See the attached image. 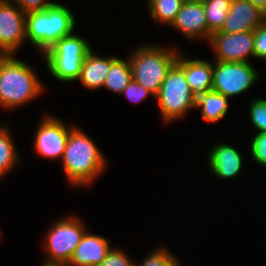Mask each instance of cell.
Segmentation results:
<instances>
[{"label":"cell","instance_id":"1","mask_svg":"<svg viewBox=\"0 0 266 266\" xmlns=\"http://www.w3.org/2000/svg\"><path fill=\"white\" fill-rule=\"evenodd\" d=\"M61 163L68 183L73 186H89L107 168L105 155L82 129L69 132Z\"/></svg>","mask_w":266,"mask_h":266},{"label":"cell","instance_id":"2","mask_svg":"<svg viewBox=\"0 0 266 266\" xmlns=\"http://www.w3.org/2000/svg\"><path fill=\"white\" fill-rule=\"evenodd\" d=\"M16 58V55H0V107H21L44 92V86L35 70Z\"/></svg>","mask_w":266,"mask_h":266},{"label":"cell","instance_id":"3","mask_svg":"<svg viewBox=\"0 0 266 266\" xmlns=\"http://www.w3.org/2000/svg\"><path fill=\"white\" fill-rule=\"evenodd\" d=\"M75 27L76 18L72 11L58 2L43 11L26 13V40L43 55L58 40L71 35Z\"/></svg>","mask_w":266,"mask_h":266},{"label":"cell","instance_id":"4","mask_svg":"<svg viewBox=\"0 0 266 266\" xmlns=\"http://www.w3.org/2000/svg\"><path fill=\"white\" fill-rule=\"evenodd\" d=\"M179 52L174 47L146 44L131 51L132 79L156 96L168 71L176 63Z\"/></svg>","mask_w":266,"mask_h":266},{"label":"cell","instance_id":"5","mask_svg":"<svg viewBox=\"0 0 266 266\" xmlns=\"http://www.w3.org/2000/svg\"><path fill=\"white\" fill-rule=\"evenodd\" d=\"M92 50L90 43L75 34L58 40L45 54L44 59L51 76L61 82L76 81L81 74V66Z\"/></svg>","mask_w":266,"mask_h":266},{"label":"cell","instance_id":"6","mask_svg":"<svg viewBox=\"0 0 266 266\" xmlns=\"http://www.w3.org/2000/svg\"><path fill=\"white\" fill-rule=\"evenodd\" d=\"M52 225L44 239L47 256L42 266H67L88 229L75 215L59 218Z\"/></svg>","mask_w":266,"mask_h":266},{"label":"cell","instance_id":"7","mask_svg":"<svg viewBox=\"0 0 266 266\" xmlns=\"http://www.w3.org/2000/svg\"><path fill=\"white\" fill-rule=\"evenodd\" d=\"M164 123L175 122L195 108L196 98L186 80L184 71L175 63L168 71L155 96Z\"/></svg>","mask_w":266,"mask_h":266},{"label":"cell","instance_id":"8","mask_svg":"<svg viewBox=\"0 0 266 266\" xmlns=\"http://www.w3.org/2000/svg\"><path fill=\"white\" fill-rule=\"evenodd\" d=\"M259 77V72L250 62L215 61L212 90L231 98L249 90Z\"/></svg>","mask_w":266,"mask_h":266},{"label":"cell","instance_id":"9","mask_svg":"<svg viewBox=\"0 0 266 266\" xmlns=\"http://www.w3.org/2000/svg\"><path fill=\"white\" fill-rule=\"evenodd\" d=\"M41 119L34 135V150L44 158L61 160L69 132L74 127H67L60 118L53 115H44Z\"/></svg>","mask_w":266,"mask_h":266},{"label":"cell","instance_id":"10","mask_svg":"<svg viewBox=\"0 0 266 266\" xmlns=\"http://www.w3.org/2000/svg\"><path fill=\"white\" fill-rule=\"evenodd\" d=\"M26 13L12 0H0V55H15L26 40Z\"/></svg>","mask_w":266,"mask_h":266},{"label":"cell","instance_id":"11","mask_svg":"<svg viewBox=\"0 0 266 266\" xmlns=\"http://www.w3.org/2000/svg\"><path fill=\"white\" fill-rule=\"evenodd\" d=\"M209 45L214 51L215 60L223 62H250L254 57V31L238 33L215 32Z\"/></svg>","mask_w":266,"mask_h":266},{"label":"cell","instance_id":"12","mask_svg":"<svg viewBox=\"0 0 266 266\" xmlns=\"http://www.w3.org/2000/svg\"><path fill=\"white\" fill-rule=\"evenodd\" d=\"M264 21L263 10L258 6L248 0H232L224 25L219 32L254 31Z\"/></svg>","mask_w":266,"mask_h":266},{"label":"cell","instance_id":"13","mask_svg":"<svg viewBox=\"0 0 266 266\" xmlns=\"http://www.w3.org/2000/svg\"><path fill=\"white\" fill-rule=\"evenodd\" d=\"M174 27L187 36L188 39L202 37L209 42L212 34L208 30V22L203 3L184 2L177 13L175 21L170 27Z\"/></svg>","mask_w":266,"mask_h":266},{"label":"cell","instance_id":"14","mask_svg":"<svg viewBox=\"0 0 266 266\" xmlns=\"http://www.w3.org/2000/svg\"><path fill=\"white\" fill-rule=\"evenodd\" d=\"M243 154L235 147L227 143L214 144L208 152V167L213 175L219 179L236 178L241 173L243 167Z\"/></svg>","mask_w":266,"mask_h":266},{"label":"cell","instance_id":"15","mask_svg":"<svg viewBox=\"0 0 266 266\" xmlns=\"http://www.w3.org/2000/svg\"><path fill=\"white\" fill-rule=\"evenodd\" d=\"M178 54L176 64L184 71L195 98L212 90L214 64L202 59H186Z\"/></svg>","mask_w":266,"mask_h":266},{"label":"cell","instance_id":"16","mask_svg":"<svg viewBox=\"0 0 266 266\" xmlns=\"http://www.w3.org/2000/svg\"><path fill=\"white\" fill-rule=\"evenodd\" d=\"M111 248L107 238L87 230L67 266H99Z\"/></svg>","mask_w":266,"mask_h":266},{"label":"cell","instance_id":"17","mask_svg":"<svg viewBox=\"0 0 266 266\" xmlns=\"http://www.w3.org/2000/svg\"><path fill=\"white\" fill-rule=\"evenodd\" d=\"M117 58L114 56H106L103 58L91 50L83 61L81 74L77 80L89 90L101 89L109 73L111 64Z\"/></svg>","mask_w":266,"mask_h":266},{"label":"cell","instance_id":"18","mask_svg":"<svg viewBox=\"0 0 266 266\" xmlns=\"http://www.w3.org/2000/svg\"><path fill=\"white\" fill-rule=\"evenodd\" d=\"M229 98L223 94L209 90L196 98L195 108L200 109L202 118L209 123L220 121L229 110Z\"/></svg>","mask_w":266,"mask_h":266},{"label":"cell","instance_id":"19","mask_svg":"<svg viewBox=\"0 0 266 266\" xmlns=\"http://www.w3.org/2000/svg\"><path fill=\"white\" fill-rule=\"evenodd\" d=\"M132 79L130 60L117 58L110 67L103 88L121 94Z\"/></svg>","mask_w":266,"mask_h":266},{"label":"cell","instance_id":"20","mask_svg":"<svg viewBox=\"0 0 266 266\" xmlns=\"http://www.w3.org/2000/svg\"><path fill=\"white\" fill-rule=\"evenodd\" d=\"M8 125L0 126V178L13 170L21 160Z\"/></svg>","mask_w":266,"mask_h":266},{"label":"cell","instance_id":"21","mask_svg":"<svg viewBox=\"0 0 266 266\" xmlns=\"http://www.w3.org/2000/svg\"><path fill=\"white\" fill-rule=\"evenodd\" d=\"M183 3V0H147L149 16L157 23L171 26Z\"/></svg>","mask_w":266,"mask_h":266},{"label":"cell","instance_id":"22","mask_svg":"<svg viewBox=\"0 0 266 266\" xmlns=\"http://www.w3.org/2000/svg\"><path fill=\"white\" fill-rule=\"evenodd\" d=\"M232 0H206L204 4L208 30L218 32L224 25Z\"/></svg>","mask_w":266,"mask_h":266},{"label":"cell","instance_id":"23","mask_svg":"<svg viewBox=\"0 0 266 266\" xmlns=\"http://www.w3.org/2000/svg\"><path fill=\"white\" fill-rule=\"evenodd\" d=\"M179 258L173 255L167 248L163 246L158 247L153 252L151 251L147 257L143 259L142 263H135V266H180Z\"/></svg>","mask_w":266,"mask_h":266},{"label":"cell","instance_id":"24","mask_svg":"<svg viewBox=\"0 0 266 266\" xmlns=\"http://www.w3.org/2000/svg\"><path fill=\"white\" fill-rule=\"evenodd\" d=\"M250 120L256 133L266 132V100L253 99L249 106Z\"/></svg>","mask_w":266,"mask_h":266},{"label":"cell","instance_id":"25","mask_svg":"<svg viewBox=\"0 0 266 266\" xmlns=\"http://www.w3.org/2000/svg\"><path fill=\"white\" fill-rule=\"evenodd\" d=\"M251 155L261 167H266V132L255 133L250 140Z\"/></svg>","mask_w":266,"mask_h":266},{"label":"cell","instance_id":"26","mask_svg":"<svg viewBox=\"0 0 266 266\" xmlns=\"http://www.w3.org/2000/svg\"><path fill=\"white\" fill-rule=\"evenodd\" d=\"M124 252L123 249L111 248L106 258L99 266H135V261Z\"/></svg>","mask_w":266,"mask_h":266},{"label":"cell","instance_id":"27","mask_svg":"<svg viewBox=\"0 0 266 266\" xmlns=\"http://www.w3.org/2000/svg\"><path fill=\"white\" fill-rule=\"evenodd\" d=\"M121 94H124L130 101L135 103L144 101V99H146L148 95H151L155 98L154 94L151 91L145 89L133 79H131V81Z\"/></svg>","mask_w":266,"mask_h":266},{"label":"cell","instance_id":"28","mask_svg":"<svg viewBox=\"0 0 266 266\" xmlns=\"http://www.w3.org/2000/svg\"><path fill=\"white\" fill-rule=\"evenodd\" d=\"M254 56L256 59L266 56V20L254 30Z\"/></svg>","mask_w":266,"mask_h":266},{"label":"cell","instance_id":"29","mask_svg":"<svg viewBox=\"0 0 266 266\" xmlns=\"http://www.w3.org/2000/svg\"><path fill=\"white\" fill-rule=\"evenodd\" d=\"M24 13L43 11L54 5L51 0H12Z\"/></svg>","mask_w":266,"mask_h":266},{"label":"cell","instance_id":"30","mask_svg":"<svg viewBox=\"0 0 266 266\" xmlns=\"http://www.w3.org/2000/svg\"><path fill=\"white\" fill-rule=\"evenodd\" d=\"M248 1L251 2L253 5L258 6L262 10L266 8V0H248Z\"/></svg>","mask_w":266,"mask_h":266},{"label":"cell","instance_id":"31","mask_svg":"<svg viewBox=\"0 0 266 266\" xmlns=\"http://www.w3.org/2000/svg\"><path fill=\"white\" fill-rule=\"evenodd\" d=\"M206 0H183V2L188 3H204Z\"/></svg>","mask_w":266,"mask_h":266},{"label":"cell","instance_id":"32","mask_svg":"<svg viewBox=\"0 0 266 266\" xmlns=\"http://www.w3.org/2000/svg\"><path fill=\"white\" fill-rule=\"evenodd\" d=\"M263 13H264V17H265V20H266V8L263 10Z\"/></svg>","mask_w":266,"mask_h":266}]
</instances>
